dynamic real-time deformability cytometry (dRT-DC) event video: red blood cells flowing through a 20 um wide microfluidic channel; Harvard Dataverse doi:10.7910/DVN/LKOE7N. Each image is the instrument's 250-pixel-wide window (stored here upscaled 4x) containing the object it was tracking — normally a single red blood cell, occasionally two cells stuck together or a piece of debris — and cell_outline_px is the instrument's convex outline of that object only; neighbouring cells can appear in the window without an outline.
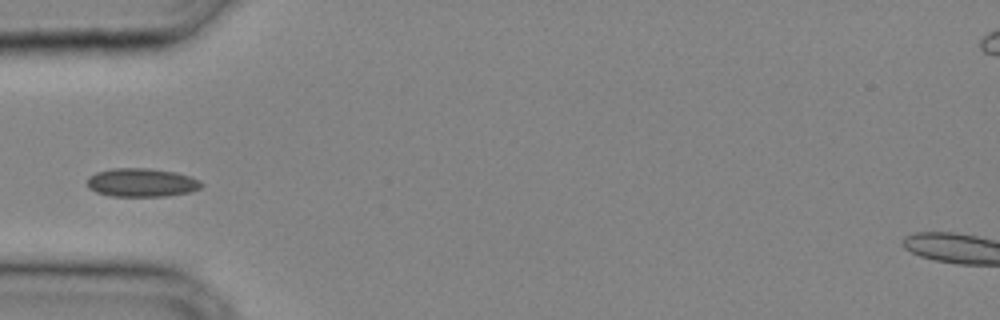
{"species": "common noctule bat (a hibernating species)", "species_latin": "Nyctalus noctula", "temperature_condition": "cold", "stored_images_in_passage": 23, "camera_frame_rate_fps": 3000, "um_per_image_px": 0.085, "animal": {"sex": "male", "body_mass_g": 20.4}, "frame": {"image": 1, "passage_image": 1, "time_ms": 0.0, "image_size_px": [1000, 320], "cell_outline_px": [[204, 184], [200, 188], [188, 192], [164, 196], [112, 196], [96, 192], [88, 188], [88, 176], [96, 172], [112, 168], [152, 168], [176, 172], [192, 176], [200, 180]], "centroid_in_image_um": [12.05, 15.5], "position_along_channel_um": 73.0, "area_um2": 19.13}}
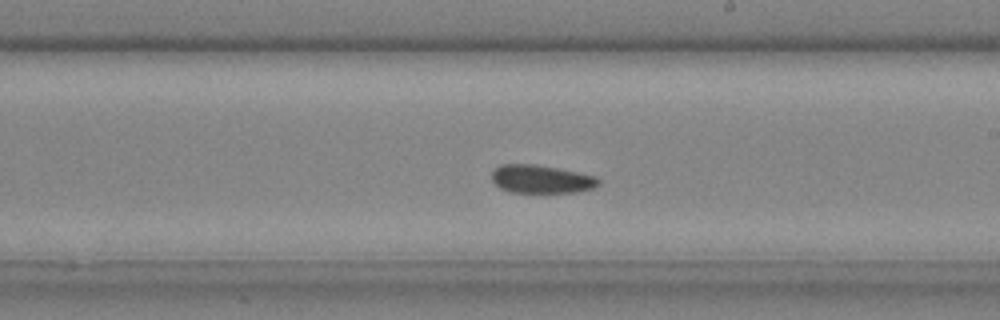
{"frame": {"image": 2, "passage_image": 10, "time_ms": 3.0, "image_size_px": [1000, 320], "cell_outline_px": [[600, 184], [592, 188], [576, 192], [512, 192], [500, 188], [492, 180], [492, 172], [500, 164], [532, 164], [556, 168], [596, 176], [600, 180]], "centroid_in_image_um": [46.0, 15.22], "position_along_channel_um": 243.0, "area_um2": 17.34}}